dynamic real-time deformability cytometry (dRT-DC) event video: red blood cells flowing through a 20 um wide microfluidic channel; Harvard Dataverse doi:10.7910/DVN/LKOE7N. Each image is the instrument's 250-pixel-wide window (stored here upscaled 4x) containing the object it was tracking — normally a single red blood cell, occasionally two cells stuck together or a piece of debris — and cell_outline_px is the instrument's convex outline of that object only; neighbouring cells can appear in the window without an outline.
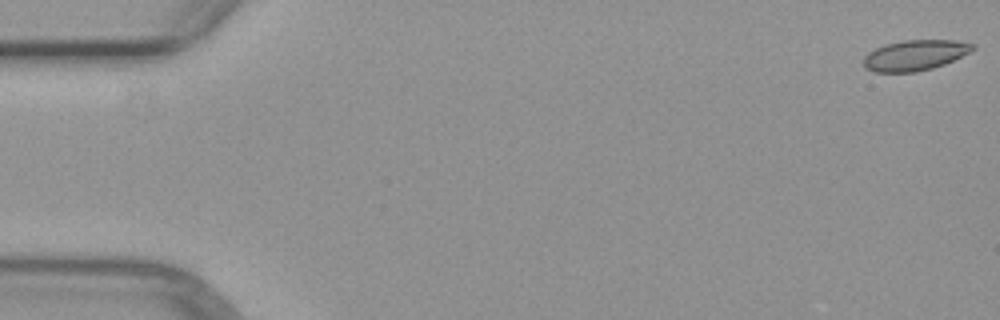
{"species": "common noctule bat (a hibernating species)", "species_latin": "Nyctalus noctula", "temperature_condition": "warm", "stored_images_in_passage": 5, "camera_frame_rate_fps": 3000, "um_per_image_px": 0.085, "animal": {"sex": "female", "body_mass_g": 29.2, "forearm_length_mm": 56.3}, "frame": {"image": 1, "passage_image": 1, "time_ms": 0.0, "image_size_px": [1000, 320], "cell_outline_px": [[976, 48], [944, 64], [932, 68], [916, 72], [872, 72], [864, 68], [864, 56], [868, 52], [884, 44], [904, 40], [956, 40], [976, 44]], "centroid_in_image_um": [77.74, 4.69], "position_along_channel_um": 7.3, "area_um2": 19.42}}
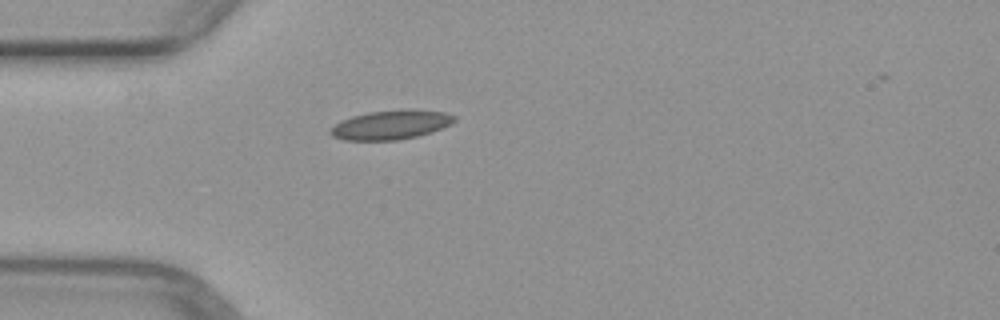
{"frame": {"image": 2, "passage_image": 5, "time_ms": 4.667, "image_size_px": [1000, 320], "cell_outline_px": [[456, 120], [452, 124], [432, 132], [416, 136], [396, 140], [344, 140], [332, 136], [328, 132], [328, 128], [340, 120], [352, 116], [368, 112], [408, 108], [412, 108], [444, 112], [456, 116]], "centroid_in_image_um": [33.21, 10.59], "position_along_channel_um": 51.8, "area_um2": 21.5}}